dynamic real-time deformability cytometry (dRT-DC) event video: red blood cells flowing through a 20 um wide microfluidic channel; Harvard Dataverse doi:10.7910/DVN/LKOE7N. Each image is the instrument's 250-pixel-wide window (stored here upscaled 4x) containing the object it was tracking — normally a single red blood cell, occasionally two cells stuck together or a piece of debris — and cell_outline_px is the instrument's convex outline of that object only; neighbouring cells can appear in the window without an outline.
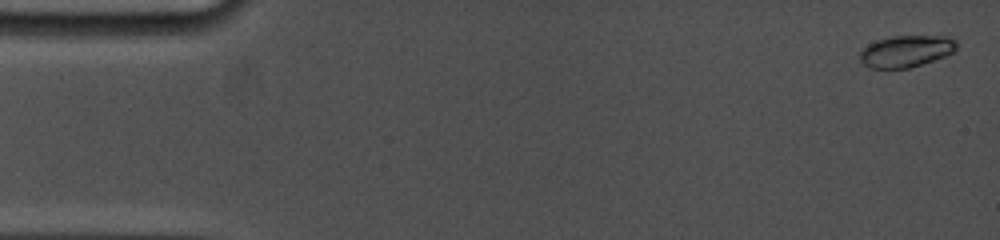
{"species": "common noctule bat (a hibernating species)", "species_latin": "Nyctalus noctula", "temperature_condition": "cold", "stored_images_in_passage": 70, "camera_frame_rate_fps": 5000, "um_per_image_px": 0.085, "animal": {"sex": "female", "body_mass_g": 19.0, "forearm_length_mm": 53.3}, "frame": {"image": 1, "passage_image": 1, "time_ms": 0.0, "image_size_px": [1000, 240], "cell_outline_px": [[956, 48], [952, 52], [944, 56], [908, 68], [868, 68], [860, 60], [860, 48], [876, 40], [892, 36], [944, 36], [956, 40]], "centroid_in_image_um": [76.96, 4.34], "position_along_channel_um": 8.0, "area_um2": 17.74}}
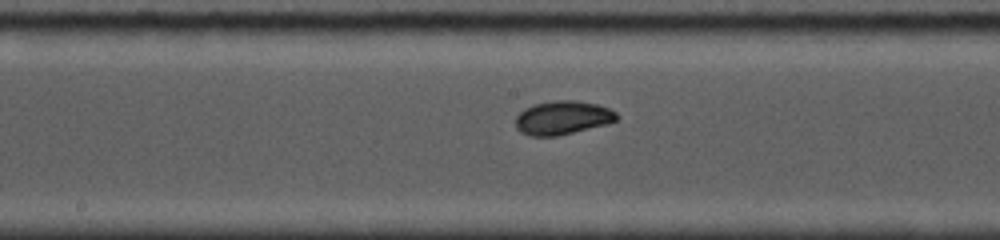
{"frame": {"image": 2, "passage_image": 37, "time_ms": 8.4, "image_size_px": [1000, 240], "cell_outline_px": [[620, 116], [616, 120], [608, 124], [556, 136], [528, 136], [520, 132], [516, 128], [516, 116], [524, 108], [536, 104], [556, 100], [572, 100], [596, 104], [608, 108], [616, 112]], "centroid_in_image_um": [47.81, 10.02], "position_along_channel_um": 200.4, "area_um2": 19.83}}
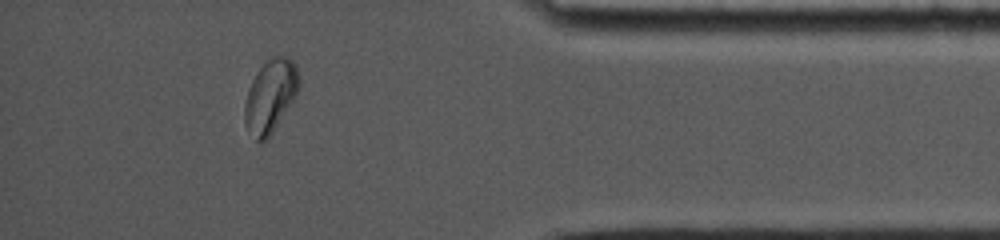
{"frame": {"image": 3, "passage_image": 62, "time_ms": 14.4, "image_size_px": [1000, 240], "cell_outline_px": [[300, 84], [292, 100], [272, 132], [264, 140], [256, 140], [244, 124], [244, 104], [248, 88], [256, 72], [268, 60], [276, 56], [288, 56], [296, 64], [300, 80]], "centroid_in_image_um": [22.97, 8.12], "position_along_channel_um": 412.2, "area_um2": 22.6}, "authors_computed_cell_mechanics": {"area_um2": 19.0162, "velocity_mm_per_s": 3.8371, "shape_relaxation_time_tau1_ms": 3.2265, "shape_relaxation_time_tau2_ms": null, "deformation_change_tau1": 0.1129, "deformation_change_tau2": null}}